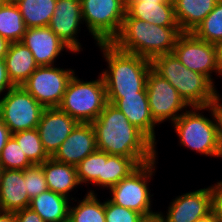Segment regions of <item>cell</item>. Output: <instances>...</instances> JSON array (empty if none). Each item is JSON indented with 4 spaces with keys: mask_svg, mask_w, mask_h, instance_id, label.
<instances>
[{
    "mask_svg": "<svg viewBox=\"0 0 222 222\" xmlns=\"http://www.w3.org/2000/svg\"><path fill=\"white\" fill-rule=\"evenodd\" d=\"M92 125L97 150L132 158L138 165L159 155L157 147L114 104L107 103Z\"/></svg>",
    "mask_w": 222,
    "mask_h": 222,
    "instance_id": "1",
    "label": "cell"
},
{
    "mask_svg": "<svg viewBox=\"0 0 222 222\" xmlns=\"http://www.w3.org/2000/svg\"><path fill=\"white\" fill-rule=\"evenodd\" d=\"M95 47L101 51L102 60L107 62L106 69H101L100 73L105 82L108 103L114 104L122 95H147L151 60L121 51L112 43H98Z\"/></svg>",
    "mask_w": 222,
    "mask_h": 222,
    "instance_id": "2",
    "label": "cell"
},
{
    "mask_svg": "<svg viewBox=\"0 0 222 222\" xmlns=\"http://www.w3.org/2000/svg\"><path fill=\"white\" fill-rule=\"evenodd\" d=\"M205 110L209 117L205 116ZM171 126L180 147L197 155L221 159L220 119L214 104L189 107Z\"/></svg>",
    "mask_w": 222,
    "mask_h": 222,
    "instance_id": "3",
    "label": "cell"
},
{
    "mask_svg": "<svg viewBox=\"0 0 222 222\" xmlns=\"http://www.w3.org/2000/svg\"><path fill=\"white\" fill-rule=\"evenodd\" d=\"M181 33L179 27L154 25L126 13L120 32L111 43L121 51L152 61L159 55L173 53Z\"/></svg>",
    "mask_w": 222,
    "mask_h": 222,
    "instance_id": "4",
    "label": "cell"
},
{
    "mask_svg": "<svg viewBox=\"0 0 222 222\" xmlns=\"http://www.w3.org/2000/svg\"><path fill=\"white\" fill-rule=\"evenodd\" d=\"M152 68L177 90L190 106L214 104L215 87L205 75L189 70L174 53L155 57Z\"/></svg>",
    "mask_w": 222,
    "mask_h": 222,
    "instance_id": "5",
    "label": "cell"
},
{
    "mask_svg": "<svg viewBox=\"0 0 222 222\" xmlns=\"http://www.w3.org/2000/svg\"><path fill=\"white\" fill-rule=\"evenodd\" d=\"M75 72L69 80L59 108L82 123H92L104 110L106 87L101 73L96 79H81Z\"/></svg>",
    "mask_w": 222,
    "mask_h": 222,
    "instance_id": "6",
    "label": "cell"
},
{
    "mask_svg": "<svg viewBox=\"0 0 222 222\" xmlns=\"http://www.w3.org/2000/svg\"><path fill=\"white\" fill-rule=\"evenodd\" d=\"M157 156L154 160L139 165L127 177L112 186L108 191V198L117 205L134 210L144 217L153 215L154 193L150 190V183L156 174L159 162ZM153 193V194H152Z\"/></svg>",
    "mask_w": 222,
    "mask_h": 222,
    "instance_id": "7",
    "label": "cell"
},
{
    "mask_svg": "<svg viewBox=\"0 0 222 222\" xmlns=\"http://www.w3.org/2000/svg\"><path fill=\"white\" fill-rule=\"evenodd\" d=\"M87 35L98 43H111L119 34L126 14L121 0H80ZM88 29V30H87ZM90 34V35H89Z\"/></svg>",
    "mask_w": 222,
    "mask_h": 222,
    "instance_id": "8",
    "label": "cell"
},
{
    "mask_svg": "<svg viewBox=\"0 0 222 222\" xmlns=\"http://www.w3.org/2000/svg\"><path fill=\"white\" fill-rule=\"evenodd\" d=\"M44 109L23 86H13L0 98V117L12 134L37 128Z\"/></svg>",
    "mask_w": 222,
    "mask_h": 222,
    "instance_id": "9",
    "label": "cell"
},
{
    "mask_svg": "<svg viewBox=\"0 0 222 222\" xmlns=\"http://www.w3.org/2000/svg\"><path fill=\"white\" fill-rule=\"evenodd\" d=\"M146 91L150 113L158 127L164 122L172 125L190 107L168 80L153 68L147 76Z\"/></svg>",
    "mask_w": 222,
    "mask_h": 222,
    "instance_id": "10",
    "label": "cell"
},
{
    "mask_svg": "<svg viewBox=\"0 0 222 222\" xmlns=\"http://www.w3.org/2000/svg\"><path fill=\"white\" fill-rule=\"evenodd\" d=\"M59 64L39 66L22 85L44 108L59 107L76 70Z\"/></svg>",
    "mask_w": 222,
    "mask_h": 222,
    "instance_id": "11",
    "label": "cell"
},
{
    "mask_svg": "<svg viewBox=\"0 0 222 222\" xmlns=\"http://www.w3.org/2000/svg\"><path fill=\"white\" fill-rule=\"evenodd\" d=\"M173 53L189 70L205 75L214 85L218 78L213 75L219 78L222 75L215 44L197 38L192 32H182L179 35Z\"/></svg>",
    "mask_w": 222,
    "mask_h": 222,
    "instance_id": "12",
    "label": "cell"
},
{
    "mask_svg": "<svg viewBox=\"0 0 222 222\" xmlns=\"http://www.w3.org/2000/svg\"><path fill=\"white\" fill-rule=\"evenodd\" d=\"M84 25L80 0H57L49 28L76 54L85 49L79 33ZM83 47V48H82Z\"/></svg>",
    "mask_w": 222,
    "mask_h": 222,
    "instance_id": "13",
    "label": "cell"
},
{
    "mask_svg": "<svg viewBox=\"0 0 222 222\" xmlns=\"http://www.w3.org/2000/svg\"><path fill=\"white\" fill-rule=\"evenodd\" d=\"M180 194L170 200L166 213L158 209L165 222H196L212 211V184Z\"/></svg>",
    "mask_w": 222,
    "mask_h": 222,
    "instance_id": "14",
    "label": "cell"
},
{
    "mask_svg": "<svg viewBox=\"0 0 222 222\" xmlns=\"http://www.w3.org/2000/svg\"><path fill=\"white\" fill-rule=\"evenodd\" d=\"M21 42L30 49L38 66L56 65L64 51L74 54L49 26L27 28Z\"/></svg>",
    "mask_w": 222,
    "mask_h": 222,
    "instance_id": "15",
    "label": "cell"
},
{
    "mask_svg": "<svg viewBox=\"0 0 222 222\" xmlns=\"http://www.w3.org/2000/svg\"><path fill=\"white\" fill-rule=\"evenodd\" d=\"M79 122L59 107L45 108L37 130L44 150L52 157Z\"/></svg>",
    "mask_w": 222,
    "mask_h": 222,
    "instance_id": "16",
    "label": "cell"
},
{
    "mask_svg": "<svg viewBox=\"0 0 222 222\" xmlns=\"http://www.w3.org/2000/svg\"><path fill=\"white\" fill-rule=\"evenodd\" d=\"M96 150V134L92 123L79 122L52 158L57 162L76 167Z\"/></svg>",
    "mask_w": 222,
    "mask_h": 222,
    "instance_id": "17",
    "label": "cell"
},
{
    "mask_svg": "<svg viewBox=\"0 0 222 222\" xmlns=\"http://www.w3.org/2000/svg\"><path fill=\"white\" fill-rule=\"evenodd\" d=\"M114 105L157 147L158 125L151 116L147 95H122Z\"/></svg>",
    "mask_w": 222,
    "mask_h": 222,
    "instance_id": "18",
    "label": "cell"
},
{
    "mask_svg": "<svg viewBox=\"0 0 222 222\" xmlns=\"http://www.w3.org/2000/svg\"><path fill=\"white\" fill-rule=\"evenodd\" d=\"M24 170L2 169L0 173V210L17 212L29 207Z\"/></svg>",
    "mask_w": 222,
    "mask_h": 222,
    "instance_id": "19",
    "label": "cell"
},
{
    "mask_svg": "<svg viewBox=\"0 0 222 222\" xmlns=\"http://www.w3.org/2000/svg\"><path fill=\"white\" fill-rule=\"evenodd\" d=\"M126 13L140 20L162 27H179L175 18L173 0H133Z\"/></svg>",
    "mask_w": 222,
    "mask_h": 222,
    "instance_id": "20",
    "label": "cell"
},
{
    "mask_svg": "<svg viewBox=\"0 0 222 222\" xmlns=\"http://www.w3.org/2000/svg\"><path fill=\"white\" fill-rule=\"evenodd\" d=\"M48 189L73 201L81 185L77 178L75 166L60 163L52 157L42 163ZM76 190V192L74 191ZM74 191L73 195L72 192Z\"/></svg>",
    "mask_w": 222,
    "mask_h": 222,
    "instance_id": "21",
    "label": "cell"
},
{
    "mask_svg": "<svg viewBox=\"0 0 222 222\" xmlns=\"http://www.w3.org/2000/svg\"><path fill=\"white\" fill-rule=\"evenodd\" d=\"M4 61L9 79L14 86H22L39 67L30 49L22 42L10 43Z\"/></svg>",
    "mask_w": 222,
    "mask_h": 222,
    "instance_id": "22",
    "label": "cell"
},
{
    "mask_svg": "<svg viewBox=\"0 0 222 222\" xmlns=\"http://www.w3.org/2000/svg\"><path fill=\"white\" fill-rule=\"evenodd\" d=\"M219 0H173L175 18L181 32H193Z\"/></svg>",
    "mask_w": 222,
    "mask_h": 222,
    "instance_id": "23",
    "label": "cell"
},
{
    "mask_svg": "<svg viewBox=\"0 0 222 222\" xmlns=\"http://www.w3.org/2000/svg\"><path fill=\"white\" fill-rule=\"evenodd\" d=\"M71 200L51 190H46L30 200L29 208L44 222H68Z\"/></svg>",
    "mask_w": 222,
    "mask_h": 222,
    "instance_id": "24",
    "label": "cell"
},
{
    "mask_svg": "<svg viewBox=\"0 0 222 222\" xmlns=\"http://www.w3.org/2000/svg\"><path fill=\"white\" fill-rule=\"evenodd\" d=\"M139 165L132 159L121 155H109L103 152L102 176H99V188H88L87 193L109 190L112 186L127 177Z\"/></svg>",
    "mask_w": 222,
    "mask_h": 222,
    "instance_id": "25",
    "label": "cell"
},
{
    "mask_svg": "<svg viewBox=\"0 0 222 222\" xmlns=\"http://www.w3.org/2000/svg\"><path fill=\"white\" fill-rule=\"evenodd\" d=\"M101 200L98 193L87 192L75 198L70 202L68 222H105V200Z\"/></svg>",
    "mask_w": 222,
    "mask_h": 222,
    "instance_id": "26",
    "label": "cell"
},
{
    "mask_svg": "<svg viewBox=\"0 0 222 222\" xmlns=\"http://www.w3.org/2000/svg\"><path fill=\"white\" fill-rule=\"evenodd\" d=\"M57 0H14L27 28L48 26Z\"/></svg>",
    "mask_w": 222,
    "mask_h": 222,
    "instance_id": "27",
    "label": "cell"
},
{
    "mask_svg": "<svg viewBox=\"0 0 222 222\" xmlns=\"http://www.w3.org/2000/svg\"><path fill=\"white\" fill-rule=\"evenodd\" d=\"M26 25L19 7L14 1L6 0L0 6V36L12 42H21Z\"/></svg>",
    "mask_w": 222,
    "mask_h": 222,
    "instance_id": "28",
    "label": "cell"
},
{
    "mask_svg": "<svg viewBox=\"0 0 222 222\" xmlns=\"http://www.w3.org/2000/svg\"><path fill=\"white\" fill-rule=\"evenodd\" d=\"M26 157L32 164H42L50 158L44 150L38 130L36 128L18 131L12 134Z\"/></svg>",
    "mask_w": 222,
    "mask_h": 222,
    "instance_id": "29",
    "label": "cell"
},
{
    "mask_svg": "<svg viewBox=\"0 0 222 222\" xmlns=\"http://www.w3.org/2000/svg\"><path fill=\"white\" fill-rule=\"evenodd\" d=\"M103 169V151L96 150L89 154L76 166L77 178L81 188L92 185L99 187V176H102Z\"/></svg>",
    "mask_w": 222,
    "mask_h": 222,
    "instance_id": "30",
    "label": "cell"
},
{
    "mask_svg": "<svg viewBox=\"0 0 222 222\" xmlns=\"http://www.w3.org/2000/svg\"><path fill=\"white\" fill-rule=\"evenodd\" d=\"M203 41L216 44L222 39V1H218L214 9L192 32Z\"/></svg>",
    "mask_w": 222,
    "mask_h": 222,
    "instance_id": "31",
    "label": "cell"
},
{
    "mask_svg": "<svg viewBox=\"0 0 222 222\" xmlns=\"http://www.w3.org/2000/svg\"><path fill=\"white\" fill-rule=\"evenodd\" d=\"M32 163L28 160L25 153L11 136L0 154L1 169L25 170Z\"/></svg>",
    "mask_w": 222,
    "mask_h": 222,
    "instance_id": "32",
    "label": "cell"
},
{
    "mask_svg": "<svg viewBox=\"0 0 222 222\" xmlns=\"http://www.w3.org/2000/svg\"><path fill=\"white\" fill-rule=\"evenodd\" d=\"M26 190L30 200L48 190L42 164H32L24 170Z\"/></svg>",
    "mask_w": 222,
    "mask_h": 222,
    "instance_id": "33",
    "label": "cell"
},
{
    "mask_svg": "<svg viewBox=\"0 0 222 222\" xmlns=\"http://www.w3.org/2000/svg\"><path fill=\"white\" fill-rule=\"evenodd\" d=\"M144 216L134 210L114 204L105 198V222H141Z\"/></svg>",
    "mask_w": 222,
    "mask_h": 222,
    "instance_id": "34",
    "label": "cell"
},
{
    "mask_svg": "<svg viewBox=\"0 0 222 222\" xmlns=\"http://www.w3.org/2000/svg\"><path fill=\"white\" fill-rule=\"evenodd\" d=\"M212 211L218 222H222V179L212 185Z\"/></svg>",
    "mask_w": 222,
    "mask_h": 222,
    "instance_id": "35",
    "label": "cell"
},
{
    "mask_svg": "<svg viewBox=\"0 0 222 222\" xmlns=\"http://www.w3.org/2000/svg\"><path fill=\"white\" fill-rule=\"evenodd\" d=\"M14 85L11 83L4 59H0V98Z\"/></svg>",
    "mask_w": 222,
    "mask_h": 222,
    "instance_id": "36",
    "label": "cell"
},
{
    "mask_svg": "<svg viewBox=\"0 0 222 222\" xmlns=\"http://www.w3.org/2000/svg\"><path fill=\"white\" fill-rule=\"evenodd\" d=\"M16 222H44L43 219L29 207L15 212Z\"/></svg>",
    "mask_w": 222,
    "mask_h": 222,
    "instance_id": "37",
    "label": "cell"
},
{
    "mask_svg": "<svg viewBox=\"0 0 222 222\" xmlns=\"http://www.w3.org/2000/svg\"><path fill=\"white\" fill-rule=\"evenodd\" d=\"M12 133L9 128L3 123L0 117V154L3 148L5 147L8 140L11 138Z\"/></svg>",
    "mask_w": 222,
    "mask_h": 222,
    "instance_id": "38",
    "label": "cell"
},
{
    "mask_svg": "<svg viewBox=\"0 0 222 222\" xmlns=\"http://www.w3.org/2000/svg\"><path fill=\"white\" fill-rule=\"evenodd\" d=\"M0 222H16L15 212L0 210Z\"/></svg>",
    "mask_w": 222,
    "mask_h": 222,
    "instance_id": "39",
    "label": "cell"
},
{
    "mask_svg": "<svg viewBox=\"0 0 222 222\" xmlns=\"http://www.w3.org/2000/svg\"><path fill=\"white\" fill-rule=\"evenodd\" d=\"M222 75L220 76L221 79ZM222 83V81H221ZM214 105L216 107V110L218 111L219 115H222V93H219V90L217 89V87H215V101H214Z\"/></svg>",
    "mask_w": 222,
    "mask_h": 222,
    "instance_id": "40",
    "label": "cell"
},
{
    "mask_svg": "<svg viewBox=\"0 0 222 222\" xmlns=\"http://www.w3.org/2000/svg\"><path fill=\"white\" fill-rule=\"evenodd\" d=\"M10 46V42L8 40H6L5 38H3L2 36H0V59H4L8 49Z\"/></svg>",
    "mask_w": 222,
    "mask_h": 222,
    "instance_id": "41",
    "label": "cell"
},
{
    "mask_svg": "<svg viewBox=\"0 0 222 222\" xmlns=\"http://www.w3.org/2000/svg\"><path fill=\"white\" fill-rule=\"evenodd\" d=\"M141 222H165V220L163 219V217L159 214V212L150 215V216H146L144 217Z\"/></svg>",
    "mask_w": 222,
    "mask_h": 222,
    "instance_id": "42",
    "label": "cell"
},
{
    "mask_svg": "<svg viewBox=\"0 0 222 222\" xmlns=\"http://www.w3.org/2000/svg\"><path fill=\"white\" fill-rule=\"evenodd\" d=\"M215 47H216V54H217V62H218L219 68L222 71V39L215 44Z\"/></svg>",
    "mask_w": 222,
    "mask_h": 222,
    "instance_id": "43",
    "label": "cell"
},
{
    "mask_svg": "<svg viewBox=\"0 0 222 222\" xmlns=\"http://www.w3.org/2000/svg\"><path fill=\"white\" fill-rule=\"evenodd\" d=\"M196 222H218L217 217L213 211L208 213L206 216L200 218Z\"/></svg>",
    "mask_w": 222,
    "mask_h": 222,
    "instance_id": "44",
    "label": "cell"
},
{
    "mask_svg": "<svg viewBox=\"0 0 222 222\" xmlns=\"http://www.w3.org/2000/svg\"><path fill=\"white\" fill-rule=\"evenodd\" d=\"M220 119V148H221V159H222V115H219Z\"/></svg>",
    "mask_w": 222,
    "mask_h": 222,
    "instance_id": "45",
    "label": "cell"
},
{
    "mask_svg": "<svg viewBox=\"0 0 222 222\" xmlns=\"http://www.w3.org/2000/svg\"><path fill=\"white\" fill-rule=\"evenodd\" d=\"M126 6L133 0H121Z\"/></svg>",
    "mask_w": 222,
    "mask_h": 222,
    "instance_id": "46",
    "label": "cell"
},
{
    "mask_svg": "<svg viewBox=\"0 0 222 222\" xmlns=\"http://www.w3.org/2000/svg\"><path fill=\"white\" fill-rule=\"evenodd\" d=\"M6 0H0V6L5 2Z\"/></svg>",
    "mask_w": 222,
    "mask_h": 222,
    "instance_id": "47",
    "label": "cell"
}]
</instances>
